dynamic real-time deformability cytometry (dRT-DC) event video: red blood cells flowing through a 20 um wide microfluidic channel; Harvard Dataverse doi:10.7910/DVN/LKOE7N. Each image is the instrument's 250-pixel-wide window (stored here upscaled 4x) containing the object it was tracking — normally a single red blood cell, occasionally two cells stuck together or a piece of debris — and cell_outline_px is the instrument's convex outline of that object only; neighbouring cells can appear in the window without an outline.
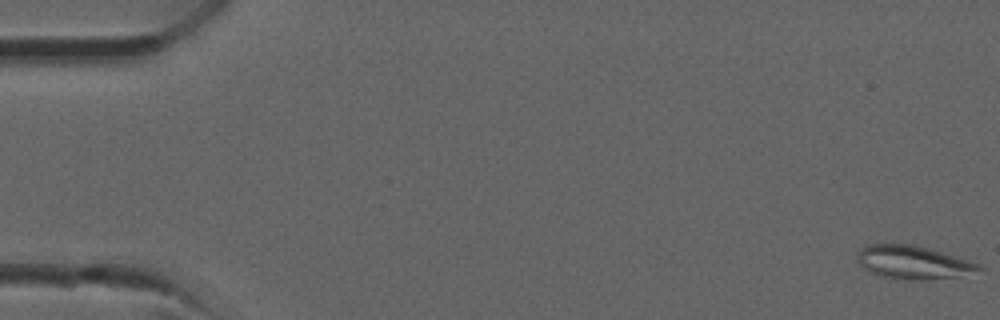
{"species": "common noctule bat (a hibernating species)", "species_latin": "Nyctalus noctula", "temperature_condition": "room temperature", "stored_images_in_passage": 37, "camera_frame_rate_fps": 3000, "um_per_image_px": 0.085, "animal": {"sex": "male", "forearm_length_mm": 52.5}, "frame": {"image": 1, "passage_image": 1, "time_ms": 0.0, "image_size_px": [1000, 320], "cell_outline_px": [[984, 268], [956, 276], [920, 280], [876, 276], [868, 272], [856, 260], [856, 252], [860, 248], [868, 244], [912, 244], [928, 248], [980, 264]], "centroid_in_image_um": [77.5, 22.28], "position_along_channel_um": 7.5, "area_um2": 23.29}}
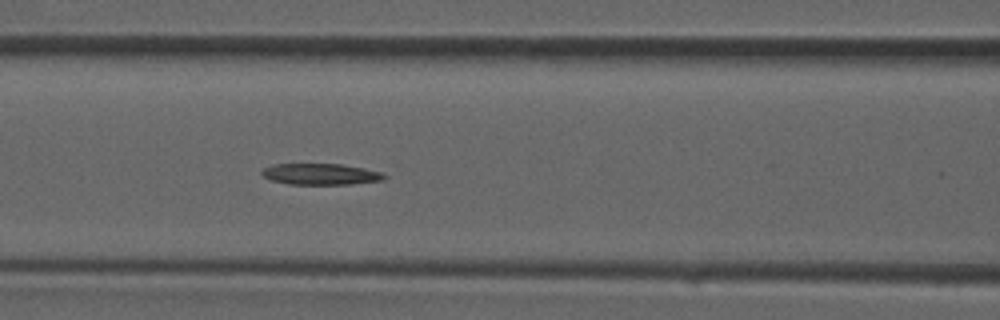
{"frame": {"image": 2, "passage_image": 16, "time_ms": 5.0, "image_size_px": [1000, 320], "cell_outline_px": [[388, 176], [384, 180], [352, 184], [288, 184], [272, 180], [264, 176], [260, 172], [264, 168], [272, 164], [340, 164], [364, 168], [384, 172]], "centroid_in_image_um": [27.31, 14.8], "position_along_channel_um": 139.3, "area_um2": 15.2}}
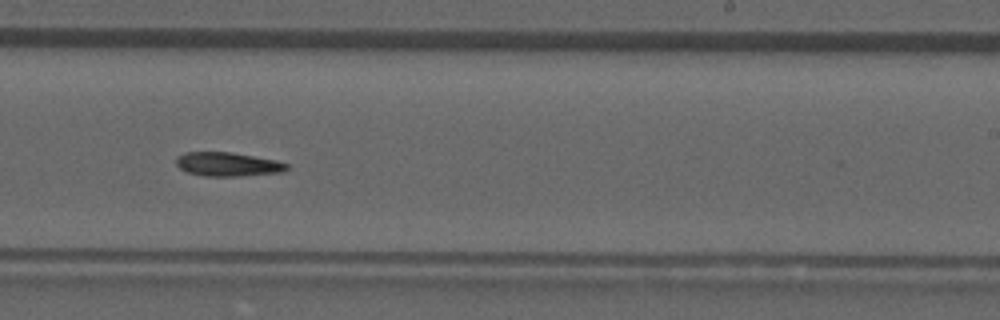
{"frame": {"image": 3, "passage_image": 23, "time_ms": 7.333, "image_size_px": [1000, 320], "cell_outline_px": [[288, 168], [284, 172], [236, 176], [204, 176], [188, 172], [180, 168], [176, 164], [176, 156], [184, 152], [232, 152], [276, 160], [288, 164]], "centroid_in_image_um": [19.35, 13.95], "position_along_channel_um": 269.7, "area_um2": 15.43}}